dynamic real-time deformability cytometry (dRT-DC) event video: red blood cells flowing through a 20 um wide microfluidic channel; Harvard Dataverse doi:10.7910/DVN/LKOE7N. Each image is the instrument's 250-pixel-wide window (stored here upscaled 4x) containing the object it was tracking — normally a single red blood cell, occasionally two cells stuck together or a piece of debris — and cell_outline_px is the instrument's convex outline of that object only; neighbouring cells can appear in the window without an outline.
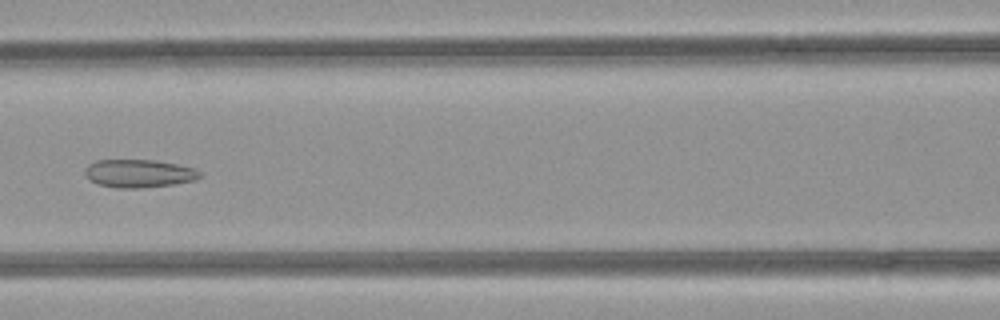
{"species": "common noctule bat (a hibernating species)", "species_latin": "Nyctalus noctula", "temperature_condition": "room temperature", "stored_images_in_passage": 50, "camera_frame_rate_fps": 3000, "um_per_image_px": 0.085, "animal": {"sex": "female", "body_mass_g": 21.9}, "frame": {"image": 1, "passage_image": 22, "time_ms": 7.0, "image_size_px": [1000, 320], "cell_outline_px": [[204, 176], [196, 180], [176, 184], [140, 188], [116, 188], [96, 184], [88, 180], [84, 172], [84, 168], [88, 164], [96, 160], [156, 160], [196, 168], [204, 172]], "centroid_in_image_um": [11.84, 14.75], "position_along_channel_um": 154.8, "area_um2": 19.31}}
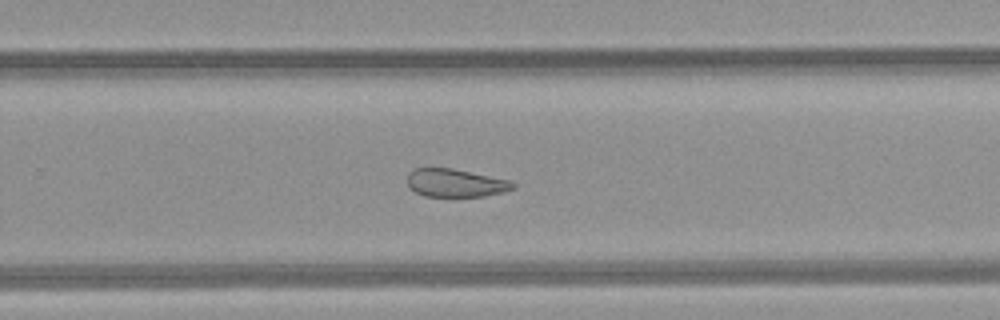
{"frame": {"image": 2, "passage_image": 32, "time_ms": 10.333, "image_size_px": [1000, 320], "cell_outline_px": [[516, 188], [504, 192], [484, 196], [424, 196], [408, 188], [408, 172], [412, 168], [452, 168], [512, 180], [516, 184]], "centroid_in_image_um": [38.74, 15.54], "position_along_channel_um": 291.1, "area_um2": 17.51}}
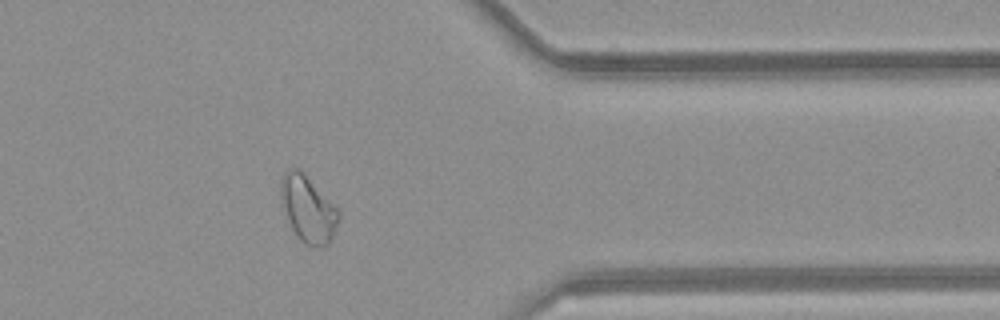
{"frame": {"image": 3, "passage_image": 40, "time_ms": 13.0, "image_size_px": [1000, 320], "cell_outline_px": [[340, 216], [332, 236], [328, 244], [320, 248], [312, 248], [304, 244], [296, 236], [288, 220], [280, 192], [280, 180], [284, 172], [288, 168], [300, 168], [340, 212]], "centroid_in_image_um": [26.17, 17.77], "position_along_channel_um": 385.2, "area_um2": 22.25}, "authors_computed_cell_mechanics": {"area_um2": 23.6113, "velocity_mm_per_s": 4.1165, "shape_relaxation_time_tau1_ms": null, "shape_relaxation_time_tau2_ms": 2.5381, "deformation_change_tau1": null, "deformation_change_tau2": 0.1023}}